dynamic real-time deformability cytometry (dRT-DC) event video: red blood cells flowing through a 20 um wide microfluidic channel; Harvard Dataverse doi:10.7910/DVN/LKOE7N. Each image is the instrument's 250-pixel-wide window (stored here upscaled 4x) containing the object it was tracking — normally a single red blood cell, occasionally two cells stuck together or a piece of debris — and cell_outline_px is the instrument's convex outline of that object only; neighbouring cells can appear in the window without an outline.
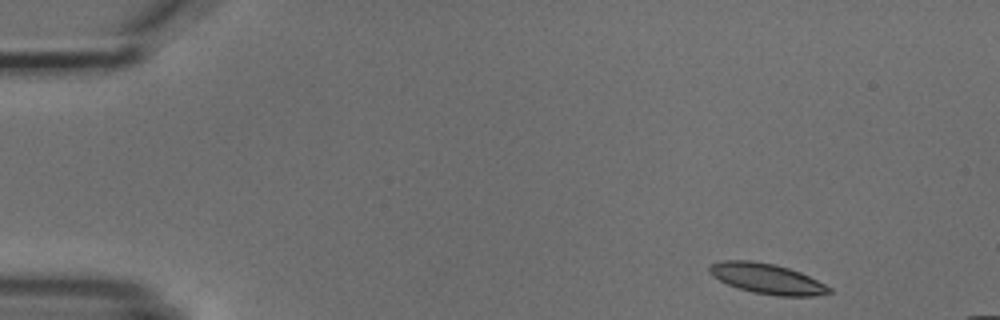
{"species": "common noctule bat (a hibernating species)", "species_latin": "Nyctalus noctula", "temperature_condition": "cold", "stored_images_in_passage": 5, "segment_of_instrument_passage": [1, 2], "camera_frame_rate_fps": 3000, "um_per_image_px": 0.085, "animal": {"sex": "male", "body_mass_g": 18.8}, "frame": {"image": 1, "passage_image": 1, "time_ms": 0.0, "image_size_px": [1000, 320], "cell_outline_px": [[832, 292], [816, 296], [776, 296], [752, 292], [736, 288], [712, 276], [708, 272], [708, 264], [724, 260], [752, 260], [772, 264], [788, 268], [800, 272], [832, 288]], "centroid_in_image_um": [65.15, 23.69], "position_along_channel_um": 19.8, "area_um2": 21.21}}